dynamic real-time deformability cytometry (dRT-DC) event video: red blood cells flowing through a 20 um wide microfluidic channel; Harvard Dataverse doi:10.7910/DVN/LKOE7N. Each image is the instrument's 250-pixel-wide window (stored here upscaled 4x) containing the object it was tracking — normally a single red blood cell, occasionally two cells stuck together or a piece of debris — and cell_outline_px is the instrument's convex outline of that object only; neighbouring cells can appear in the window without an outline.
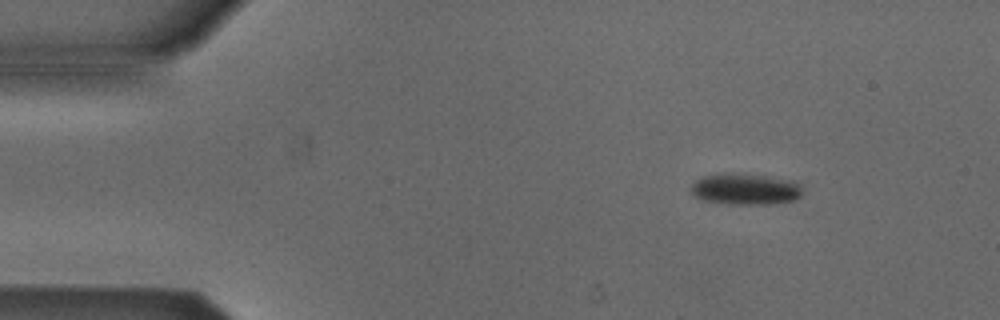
{"species": "Egyptian fruit bat (a non-hibernating species)", "species_latin": "Rousettus aegyptiacus", "temperature_condition": "cold", "stored_images_in_passage": 4, "camera_frame_rate_fps": 3000, "um_per_image_px": 0.085, "animal": {"sex": "male"}, "frame": {"image": 1, "passage_image": 2, "time_ms": 1.0, "image_size_px": [1000, 320], "cell_outline_px": [[800, 196], [792, 200], [776, 204], [728, 204], [700, 200], [692, 196], [688, 188], [696, 180], [704, 176], [764, 176], [796, 184], [800, 188]], "centroid_in_image_um": [63.23, 16.15], "position_along_channel_um": 21.8, "area_um2": 19.19}}